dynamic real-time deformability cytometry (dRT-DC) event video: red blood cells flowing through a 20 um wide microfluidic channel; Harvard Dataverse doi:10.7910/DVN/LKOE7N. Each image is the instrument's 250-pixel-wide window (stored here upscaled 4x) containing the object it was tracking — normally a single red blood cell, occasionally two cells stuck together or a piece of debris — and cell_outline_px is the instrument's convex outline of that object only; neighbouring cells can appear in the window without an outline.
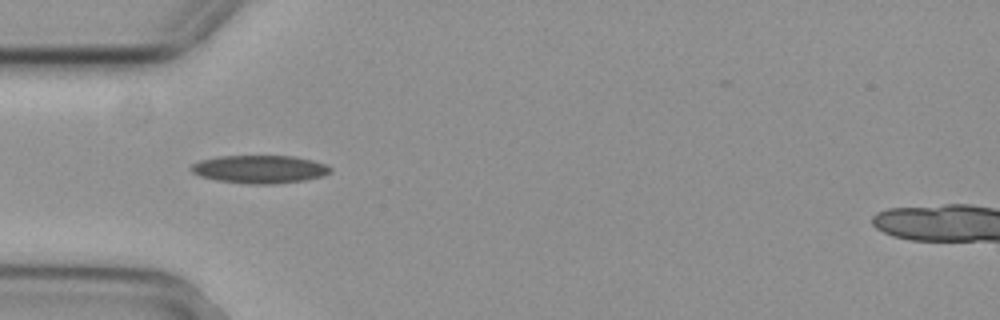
{"species": "common noctule bat (a hibernating species)", "species_latin": "Nyctalus noctula", "temperature_condition": "cold", "stored_images_in_passage": 6, "camera_frame_rate_fps": 3000, "um_per_image_px": 0.085, "animal": {"sex": "female", "body_mass_g": 29.2, "forearm_length_mm": 56.3}, "frame": {"image": 1, "passage_image": 1, "time_ms": 0.0, "image_size_px": [1000, 320], "cell_outline_px": [[332, 172], [324, 176], [304, 180], [276, 184], [244, 184], [216, 180], [200, 176], [192, 172], [188, 168], [192, 164], [200, 160], [220, 156], [292, 156], [312, 160], [328, 164], [332, 168]], "centroid_in_image_um": [22.09, 14.39], "position_along_channel_um": 62.9, "area_um2": 23.0}}